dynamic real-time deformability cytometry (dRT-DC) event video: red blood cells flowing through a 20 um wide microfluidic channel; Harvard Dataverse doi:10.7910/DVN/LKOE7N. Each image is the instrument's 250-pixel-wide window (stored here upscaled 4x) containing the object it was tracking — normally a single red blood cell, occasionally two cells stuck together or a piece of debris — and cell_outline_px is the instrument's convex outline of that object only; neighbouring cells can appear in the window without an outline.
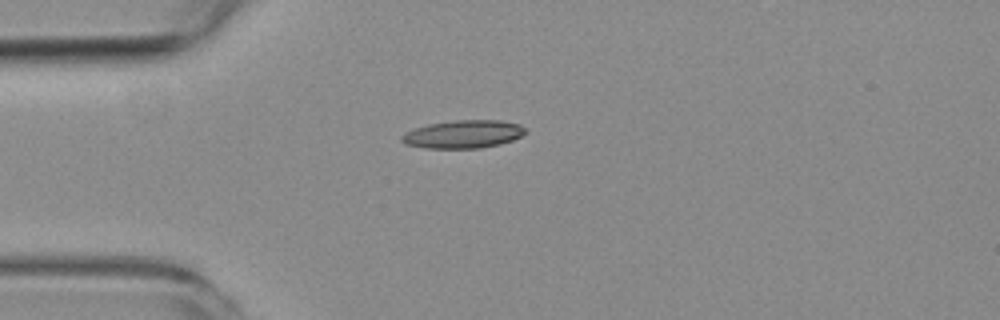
{"species": "common noctule bat (a hibernating species)", "species_latin": "Nyctalus noctula", "temperature_condition": "room temperature", "stored_images_in_passage": 2, "camera_frame_rate_fps": 3000, "um_per_image_px": 0.085, "animal": {"sex": "female", "body_mass_g": 19.3, "forearm_length_mm": 54.1}, "frame": {"image": 1, "passage_image": 1, "time_ms": 0.0, "image_size_px": [1000, 320], "cell_outline_px": [[528, 132], [512, 140], [500, 144], [480, 148], [424, 148], [404, 144], [400, 140], [400, 136], [404, 132], [428, 124], [456, 120], [500, 120], [520, 124]], "centroid_in_image_um": [39.35, 11.41], "position_along_channel_um": 45.6, "area_um2": 20.29}}